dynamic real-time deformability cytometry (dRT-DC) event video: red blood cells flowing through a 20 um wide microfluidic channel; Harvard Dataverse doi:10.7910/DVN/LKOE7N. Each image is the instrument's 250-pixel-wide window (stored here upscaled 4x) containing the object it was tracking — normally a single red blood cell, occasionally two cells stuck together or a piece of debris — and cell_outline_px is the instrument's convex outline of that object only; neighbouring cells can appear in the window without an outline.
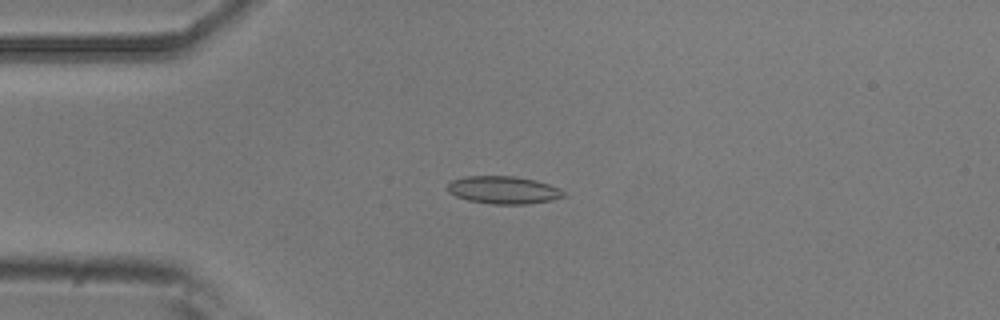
{"species": "common noctule bat (a hibernating species)", "species_latin": "Nyctalus noctula", "temperature_condition": "room temperature", "stored_images_in_passage": 42, "camera_frame_rate_fps": 3000, "um_per_image_px": 0.085, "animal": {"sex": "male", "body_mass_g": 20.5, "forearm_length_mm": 52.5}, "frame": {"image": 1, "passage_image": 13, "time_ms": 4.0, "image_size_px": [1000, 320], "cell_outline_px": [[568, 196], [552, 200], [528, 204], [492, 204], [468, 200], [456, 196], [448, 192], [448, 184], [452, 180], [468, 176], [512, 176], [536, 180], [560, 188]], "centroid_in_image_um": [42.83, 16.15], "position_along_channel_um": 42.2, "area_um2": 18.73}}
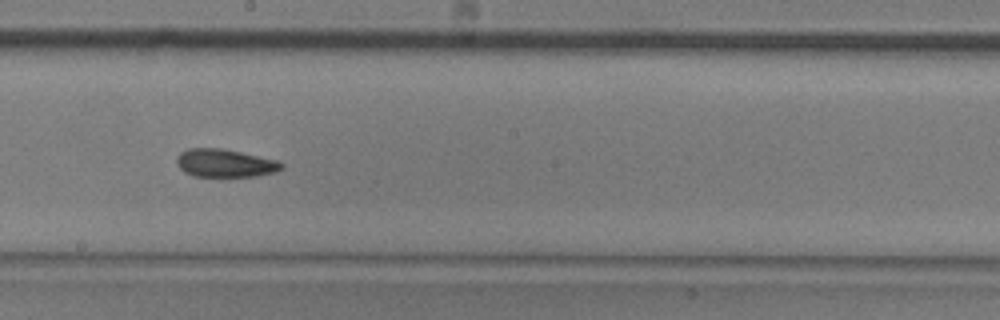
{"frame": {"image": 2, "passage_image": 29, "time_ms": 9.333, "image_size_px": [1000, 320], "cell_outline_px": [[284, 168], [276, 172], [256, 176], [192, 176], [184, 172], [176, 164], [176, 156], [180, 152], [188, 148], [220, 148], [240, 152], [276, 160], [284, 164]], "centroid_in_image_um": [19.09, 13.87], "position_along_channel_um": 229.1, "area_um2": 17.17}}
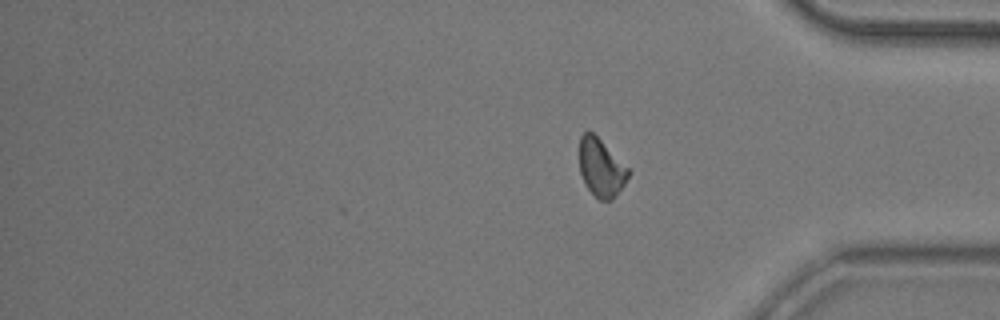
{"frame": {"image": 3, "passage_image": 42, "time_ms": 13.667, "image_size_px": [1000, 320], "cell_outline_px": [[632, 172], [624, 184], [612, 200], [600, 200], [584, 184], [580, 172], [580, 136], [584, 132], [592, 132]], "centroid_in_image_um": [51.09, 14.28], "position_along_channel_um": 384.1, "area_um2": 16.18}, "authors_computed_cell_mechanics": {"area_um2": 17.6868, "velocity_mm_per_s": 3.88, "shape_relaxation_time_tau1_ms": null, "shape_relaxation_time_tau2_ms": 3.1426, "deformation_change_tau1": null, "deformation_change_tau2": 0.0983}}